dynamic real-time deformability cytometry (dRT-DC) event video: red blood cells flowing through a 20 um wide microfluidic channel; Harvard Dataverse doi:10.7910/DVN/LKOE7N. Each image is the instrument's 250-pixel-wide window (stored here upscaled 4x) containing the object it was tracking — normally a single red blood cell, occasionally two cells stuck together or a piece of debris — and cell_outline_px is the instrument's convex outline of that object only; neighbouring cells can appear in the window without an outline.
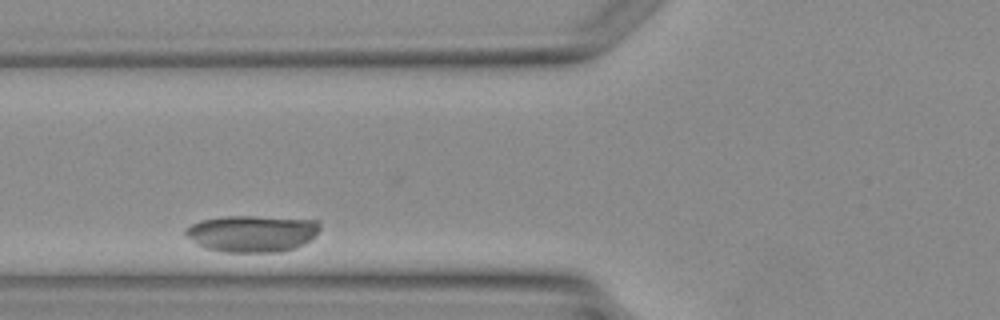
{"species": "Egyptian fruit bat (a non-hibernating species)", "species_latin": "Rousettus aegyptiacus", "temperature_condition": "warm", "stored_images_in_passage": 3, "camera_frame_rate_fps": 3000, "um_per_image_px": 0.085, "animal": {"sex": "female"}, "frame": {"image": 1, "passage_image": 3, "time_ms": 2.667, "image_size_px": [1000, 320], "cell_outline_px": [[320, 228], [316, 236], [304, 244], [296, 248], [280, 252], [224, 252], [204, 248], [196, 244], [184, 236], [184, 228], [200, 220], [224, 216], [256, 216], [316, 220], [320, 224]], "centroid_in_image_um": [21.4, 19.85], "position_along_channel_um": 104.4, "area_um2": 29.19}}